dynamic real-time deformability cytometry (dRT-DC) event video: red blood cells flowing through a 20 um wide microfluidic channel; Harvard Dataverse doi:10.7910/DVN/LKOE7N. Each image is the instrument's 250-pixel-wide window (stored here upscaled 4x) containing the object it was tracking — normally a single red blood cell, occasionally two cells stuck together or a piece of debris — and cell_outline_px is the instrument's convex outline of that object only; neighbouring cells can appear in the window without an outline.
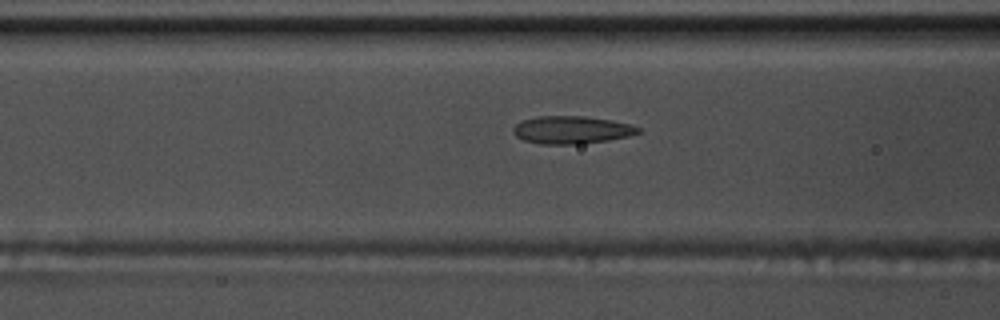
{"species": "common noctule bat (a hibernating species)", "species_latin": "Nyctalus noctula", "temperature_condition": "warm", "stored_images_in_passage": 38, "camera_frame_rate_fps": 3000, "um_per_image_px": 0.085, "animal": {"sex": "male", "body_mass_g": 17.5, "forearm_length_mm": 52.3}, "frame": {"image": 1, "passage_image": 6, "time_ms": 1.667, "image_size_px": [1000, 320], "cell_outline_px": [[640, 132], [628, 136], [608, 140], [580, 144], [540, 144], [524, 140], [516, 136], [512, 132], [512, 128], [516, 124], [524, 120], [536, 116], [584, 116], [612, 120], [628, 124], [640, 128]], "centroid_in_image_um": [48.56, 11.04], "position_along_channel_um": 118.0, "area_um2": 20.11}}
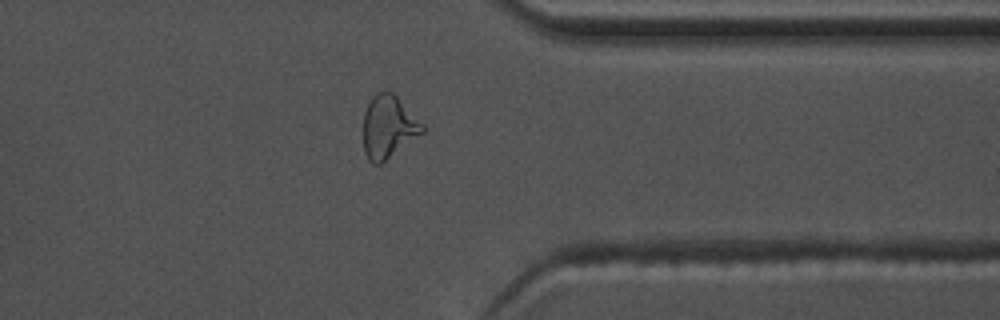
{"frame": {"image": 2, "passage_image": 27, "time_ms": 8.667, "image_size_px": [1000, 320], "cell_outline_px": [[424, 132], [380, 164], [372, 164], [368, 160], [364, 152], [364, 112], [372, 96], [376, 92], [392, 92], [424, 124]], "centroid_in_image_um": [33.01, 10.79], "position_along_channel_um": 378.4, "area_um2": 21.39}, "authors_computed_cell_mechanics": {"area_um2": 20.0566, "velocity_mm_per_s": 3.8096, "shape_relaxation_time_tau1_ms": null, "shape_relaxation_time_tau2_ms": 1.438, "deformation_change_tau1": null, "deformation_change_tau2": 0.096}}